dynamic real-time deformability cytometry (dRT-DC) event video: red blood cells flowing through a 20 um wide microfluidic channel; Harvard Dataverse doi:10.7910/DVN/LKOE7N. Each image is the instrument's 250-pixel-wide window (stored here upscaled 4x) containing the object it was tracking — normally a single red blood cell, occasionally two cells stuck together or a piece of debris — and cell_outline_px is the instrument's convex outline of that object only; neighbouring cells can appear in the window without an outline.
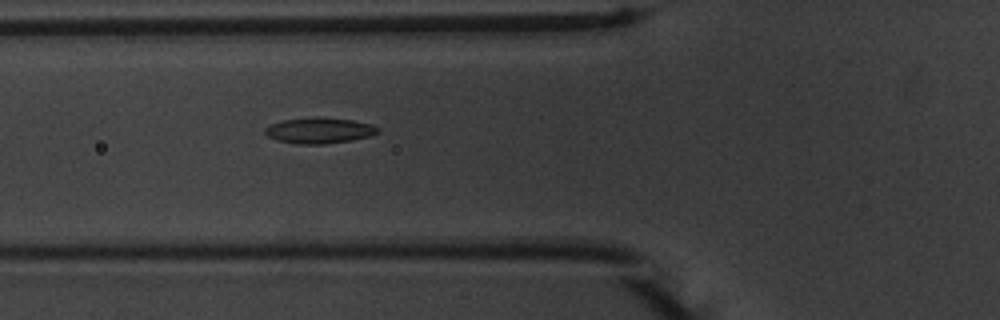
{"species": "common noctule bat (a hibernating species)", "species_latin": "Nyctalus noctula", "temperature_condition": "warm", "stored_images_in_passage": 42, "camera_frame_rate_fps": 3000, "um_per_image_px": 0.085, "animal": {"sex": "male", "body_mass_g": 20.1, "forearm_length_mm": 53.5}, "frame": {"image": 1, "passage_image": 8, "time_ms": 2.333, "image_size_px": [1000, 320], "cell_outline_px": [[380, 132], [368, 136], [352, 140], [324, 144], [296, 144], [276, 140], [268, 136], [264, 132], [264, 128], [272, 124], [284, 120], [316, 116], [324, 116], [352, 120], [372, 124], [380, 128]], "centroid_in_image_um": [27.15, 11.08], "position_along_channel_um": 98.6, "area_um2": 17.17}}
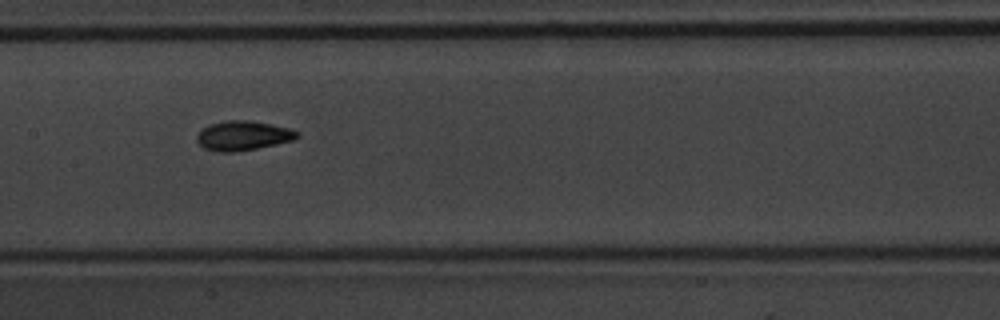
{"frame": {"image": 2, "passage_image": 15, "time_ms": 4.667, "image_size_px": [1000, 320], "cell_outline_px": [[300, 136], [296, 140], [236, 152], [216, 152], [204, 148], [196, 140], [196, 136], [208, 124], [228, 120], [252, 120], [272, 124], [288, 128], [300, 132]], "centroid_in_image_um": [20.68, 11.53], "position_along_channel_um": 186.7, "area_um2": 17.4}}
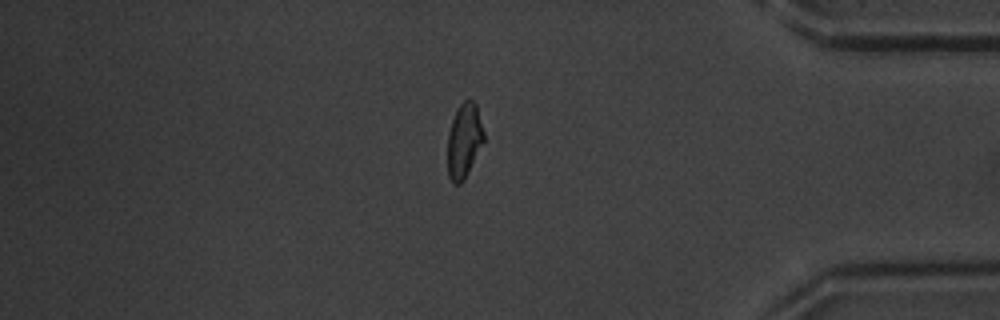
{"frame": {"image": 3, "passage_image": 34, "time_ms": 11.0, "image_size_px": [1000, 320], "cell_outline_px": [[484, 140], [464, 180], [460, 184], [452, 184], [448, 176], [448, 132], [452, 120], [460, 104], [464, 100], [472, 100], [476, 104], [484, 132]], "centroid_in_image_um": [39.44, 11.97], "position_along_channel_um": 395.8, "area_um2": 15.61}, "authors_computed_cell_mechanics": {"area_um2": 16.3574, "velocity_mm_per_s": 3.7385, "shape_relaxation_time_tau1_ms": 3.0674, "shape_relaxation_time_tau2_ms": 1.6584, "deformation_change_tau1": 0.143, "deformation_change_tau2": 0.065}}